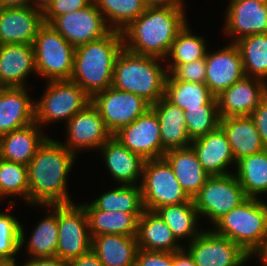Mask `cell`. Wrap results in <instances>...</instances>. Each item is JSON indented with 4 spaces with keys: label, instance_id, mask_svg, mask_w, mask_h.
I'll return each instance as SVG.
<instances>
[{
    "label": "cell",
    "instance_id": "cell-1",
    "mask_svg": "<svg viewBox=\"0 0 267 266\" xmlns=\"http://www.w3.org/2000/svg\"><path fill=\"white\" fill-rule=\"evenodd\" d=\"M77 158L61 141L48 137L27 165L29 205L75 203L67 191V178Z\"/></svg>",
    "mask_w": 267,
    "mask_h": 266
},
{
    "label": "cell",
    "instance_id": "cell-2",
    "mask_svg": "<svg viewBox=\"0 0 267 266\" xmlns=\"http://www.w3.org/2000/svg\"><path fill=\"white\" fill-rule=\"evenodd\" d=\"M185 6L146 7L123 31V46L131 53L166 59L172 42L188 22Z\"/></svg>",
    "mask_w": 267,
    "mask_h": 266
},
{
    "label": "cell",
    "instance_id": "cell-3",
    "mask_svg": "<svg viewBox=\"0 0 267 266\" xmlns=\"http://www.w3.org/2000/svg\"><path fill=\"white\" fill-rule=\"evenodd\" d=\"M122 32L111 30L106 36L75 48L72 82L91 98L113 82L114 63L123 49Z\"/></svg>",
    "mask_w": 267,
    "mask_h": 266
},
{
    "label": "cell",
    "instance_id": "cell-4",
    "mask_svg": "<svg viewBox=\"0 0 267 266\" xmlns=\"http://www.w3.org/2000/svg\"><path fill=\"white\" fill-rule=\"evenodd\" d=\"M156 57L131 53L124 47L115 59L112 86L142 97L150 105L165 94L168 76L165 60L163 65Z\"/></svg>",
    "mask_w": 267,
    "mask_h": 266
},
{
    "label": "cell",
    "instance_id": "cell-5",
    "mask_svg": "<svg viewBox=\"0 0 267 266\" xmlns=\"http://www.w3.org/2000/svg\"><path fill=\"white\" fill-rule=\"evenodd\" d=\"M210 228L253 257L267 239V200L247 197Z\"/></svg>",
    "mask_w": 267,
    "mask_h": 266
},
{
    "label": "cell",
    "instance_id": "cell-6",
    "mask_svg": "<svg viewBox=\"0 0 267 266\" xmlns=\"http://www.w3.org/2000/svg\"><path fill=\"white\" fill-rule=\"evenodd\" d=\"M43 93L35 100V122L41 128L60 120L66 124L91 102V97L71 80L46 81Z\"/></svg>",
    "mask_w": 267,
    "mask_h": 266
},
{
    "label": "cell",
    "instance_id": "cell-7",
    "mask_svg": "<svg viewBox=\"0 0 267 266\" xmlns=\"http://www.w3.org/2000/svg\"><path fill=\"white\" fill-rule=\"evenodd\" d=\"M35 69L47 81L70 80L75 47L51 25L43 24L33 43Z\"/></svg>",
    "mask_w": 267,
    "mask_h": 266
},
{
    "label": "cell",
    "instance_id": "cell-8",
    "mask_svg": "<svg viewBox=\"0 0 267 266\" xmlns=\"http://www.w3.org/2000/svg\"><path fill=\"white\" fill-rule=\"evenodd\" d=\"M140 186L144 208L147 210L155 211L162 206L193 201L164 158L145 161Z\"/></svg>",
    "mask_w": 267,
    "mask_h": 266
},
{
    "label": "cell",
    "instance_id": "cell-9",
    "mask_svg": "<svg viewBox=\"0 0 267 266\" xmlns=\"http://www.w3.org/2000/svg\"><path fill=\"white\" fill-rule=\"evenodd\" d=\"M247 197L234 172L227 175L210 176L198 193L193 197V203L200 219H208L211 225Z\"/></svg>",
    "mask_w": 267,
    "mask_h": 266
},
{
    "label": "cell",
    "instance_id": "cell-10",
    "mask_svg": "<svg viewBox=\"0 0 267 266\" xmlns=\"http://www.w3.org/2000/svg\"><path fill=\"white\" fill-rule=\"evenodd\" d=\"M87 213L79 203L58 205L57 257L69 261L91 250Z\"/></svg>",
    "mask_w": 267,
    "mask_h": 266
},
{
    "label": "cell",
    "instance_id": "cell-11",
    "mask_svg": "<svg viewBox=\"0 0 267 266\" xmlns=\"http://www.w3.org/2000/svg\"><path fill=\"white\" fill-rule=\"evenodd\" d=\"M91 102L99 110L112 135L151 108V105L142 97L113 86L96 93L91 98Z\"/></svg>",
    "mask_w": 267,
    "mask_h": 266
},
{
    "label": "cell",
    "instance_id": "cell-12",
    "mask_svg": "<svg viewBox=\"0 0 267 266\" xmlns=\"http://www.w3.org/2000/svg\"><path fill=\"white\" fill-rule=\"evenodd\" d=\"M184 248L196 266H244L252 260L235 242L206 228Z\"/></svg>",
    "mask_w": 267,
    "mask_h": 266
},
{
    "label": "cell",
    "instance_id": "cell-13",
    "mask_svg": "<svg viewBox=\"0 0 267 266\" xmlns=\"http://www.w3.org/2000/svg\"><path fill=\"white\" fill-rule=\"evenodd\" d=\"M65 125L67 142H61V144L76 156L78 152L81 153L85 149L98 150L113 136L92 102L77 112Z\"/></svg>",
    "mask_w": 267,
    "mask_h": 266
},
{
    "label": "cell",
    "instance_id": "cell-14",
    "mask_svg": "<svg viewBox=\"0 0 267 266\" xmlns=\"http://www.w3.org/2000/svg\"><path fill=\"white\" fill-rule=\"evenodd\" d=\"M50 25L75 48L103 38L111 31L94 2L77 11L58 16Z\"/></svg>",
    "mask_w": 267,
    "mask_h": 266
},
{
    "label": "cell",
    "instance_id": "cell-15",
    "mask_svg": "<svg viewBox=\"0 0 267 266\" xmlns=\"http://www.w3.org/2000/svg\"><path fill=\"white\" fill-rule=\"evenodd\" d=\"M113 137L145 160L163 158L166 152L162 148L158 116L152 108L119 129Z\"/></svg>",
    "mask_w": 267,
    "mask_h": 266
},
{
    "label": "cell",
    "instance_id": "cell-16",
    "mask_svg": "<svg viewBox=\"0 0 267 266\" xmlns=\"http://www.w3.org/2000/svg\"><path fill=\"white\" fill-rule=\"evenodd\" d=\"M223 33L235 43L239 39L267 34V0H229L225 10Z\"/></svg>",
    "mask_w": 267,
    "mask_h": 266
},
{
    "label": "cell",
    "instance_id": "cell-17",
    "mask_svg": "<svg viewBox=\"0 0 267 266\" xmlns=\"http://www.w3.org/2000/svg\"><path fill=\"white\" fill-rule=\"evenodd\" d=\"M43 22V8L39 5L26 7H0V45H33Z\"/></svg>",
    "mask_w": 267,
    "mask_h": 266
},
{
    "label": "cell",
    "instance_id": "cell-18",
    "mask_svg": "<svg viewBox=\"0 0 267 266\" xmlns=\"http://www.w3.org/2000/svg\"><path fill=\"white\" fill-rule=\"evenodd\" d=\"M205 62V84L215 96L245 76L240 50L235 43L212 53L207 51Z\"/></svg>",
    "mask_w": 267,
    "mask_h": 266
},
{
    "label": "cell",
    "instance_id": "cell-19",
    "mask_svg": "<svg viewBox=\"0 0 267 266\" xmlns=\"http://www.w3.org/2000/svg\"><path fill=\"white\" fill-rule=\"evenodd\" d=\"M266 95L267 83L264 80L244 76L216 96L219 116H250Z\"/></svg>",
    "mask_w": 267,
    "mask_h": 266
},
{
    "label": "cell",
    "instance_id": "cell-20",
    "mask_svg": "<svg viewBox=\"0 0 267 266\" xmlns=\"http://www.w3.org/2000/svg\"><path fill=\"white\" fill-rule=\"evenodd\" d=\"M97 151H100L108 173L117 184L140 185L142 181L145 159L131 152L113 136Z\"/></svg>",
    "mask_w": 267,
    "mask_h": 266
},
{
    "label": "cell",
    "instance_id": "cell-21",
    "mask_svg": "<svg viewBox=\"0 0 267 266\" xmlns=\"http://www.w3.org/2000/svg\"><path fill=\"white\" fill-rule=\"evenodd\" d=\"M191 146L195 150L201 166L209 175L233 173L229 167L236 166V161L227 137L220 126L204 136L193 139Z\"/></svg>",
    "mask_w": 267,
    "mask_h": 266
},
{
    "label": "cell",
    "instance_id": "cell-22",
    "mask_svg": "<svg viewBox=\"0 0 267 266\" xmlns=\"http://www.w3.org/2000/svg\"><path fill=\"white\" fill-rule=\"evenodd\" d=\"M27 87H0V136L35 122V101Z\"/></svg>",
    "mask_w": 267,
    "mask_h": 266
},
{
    "label": "cell",
    "instance_id": "cell-23",
    "mask_svg": "<svg viewBox=\"0 0 267 266\" xmlns=\"http://www.w3.org/2000/svg\"><path fill=\"white\" fill-rule=\"evenodd\" d=\"M35 73L34 47L30 44L0 45V87H27Z\"/></svg>",
    "mask_w": 267,
    "mask_h": 266
},
{
    "label": "cell",
    "instance_id": "cell-24",
    "mask_svg": "<svg viewBox=\"0 0 267 266\" xmlns=\"http://www.w3.org/2000/svg\"><path fill=\"white\" fill-rule=\"evenodd\" d=\"M47 210L41 221L31 232L29 240L26 241V230L20 225V251L26 245V254L29 257H56L58 243V205H36ZM52 210V211H51Z\"/></svg>",
    "mask_w": 267,
    "mask_h": 266
},
{
    "label": "cell",
    "instance_id": "cell-25",
    "mask_svg": "<svg viewBox=\"0 0 267 266\" xmlns=\"http://www.w3.org/2000/svg\"><path fill=\"white\" fill-rule=\"evenodd\" d=\"M48 137L36 122L1 135L0 158L28 165Z\"/></svg>",
    "mask_w": 267,
    "mask_h": 266
},
{
    "label": "cell",
    "instance_id": "cell-26",
    "mask_svg": "<svg viewBox=\"0 0 267 266\" xmlns=\"http://www.w3.org/2000/svg\"><path fill=\"white\" fill-rule=\"evenodd\" d=\"M163 158L170 164L178 182L191 199L211 176L201 166L191 145L168 150Z\"/></svg>",
    "mask_w": 267,
    "mask_h": 266
},
{
    "label": "cell",
    "instance_id": "cell-27",
    "mask_svg": "<svg viewBox=\"0 0 267 266\" xmlns=\"http://www.w3.org/2000/svg\"><path fill=\"white\" fill-rule=\"evenodd\" d=\"M219 126L227 137L236 162L266 149L250 116L220 118Z\"/></svg>",
    "mask_w": 267,
    "mask_h": 266
},
{
    "label": "cell",
    "instance_id": "cell-28",
    "mask_svg": "<svg viewBox=\"0 0 267 266\" xmlns=\"http://www.w3.org/2000/svg\"><path fill=\"white\" fill-rule=\"evenodd\" d=\"M138 248L147 251L176 252L184 248L156 211L145 209L138 219Z\"/></svg>",
    "mask_w": 267,
    "mask_h": 266
},
{
    "label": "cell",
    "instance_id": "cell-29",
    "mask_svg": "<svg viewBox=\"0 0 267 266\" xmlns=\"http://www.w3.org/2000/svg\"><path fill=\"white\" fill-rule=\"evenodd\" d=\"M158 116L162 148L165 151L191 145L186 130L184 111L173 105L165 97L151 105Z\"/></svg>",
    "mask_w": 267,
    "mask_h": 266
},
{
    "label": "cell",
    "instance_id": "cell-30",
    "mask_svg": "<svg viewBox=\"0 0 267 266\" xmlns=\"http://www.w3.org/2000/svg\"><path fill=\"white\" fill-rule=\"evenodd\" d=\"M89 223L91 238L103 234L137 236L138 219L143 213L98 210L92 203H81Z\"/></svg>",
    "mask_w": 267,
    "mask_h": 266
},
{
    "label": "cell",
    "instance_id": "cell-31",
    "mask_svg": "<svg viewBox=\"0 0 267 266\" xmlns=\"http://www.w3.org/2000/svg\"><path fill=\"white\" fill-rule=\"evenodd\" d=\"M138 249L136 236L103 234L92 237L91 250L103 266H134Z\"/></svg>",
    "mask_w": 267,
    "mask_h": 266
},
{
    "label": "cell",
    "instance_id": "cell-32",
    "mask_svg": "<svg viewBox=\"0 0 267 266\" xmlns=\"http://www.w3.org/2000/svg\"><path fill=\"white\" fill-rule=\"evenodd\" d=\"M167 226L171 229L175 238L181 242L184 239L190 243L202 231L200 217L193 201L180 204L166 205L155 210ZM200 229V230H199Z\"/></svg>",
    "mask_w": 267,
    "mask_h": 266
},
{
    "label": "cell",
    "instance_id": "cell-33",
    "mask_svg": "<svg viewBox=\"0 0 267 266\" xmlns=\"http://www.w3.org/2000/svg\"><path fill=\"white\" fill-rule=\"evenodd\" d=\"M233 168L246 197L267 194V149L238 160Z\"/></svg>",
    "mask_w": 267,
    "mask_h": 266
},
{
    "label": "cell",
    "instance_id": "cell-34",
    "mask_svg": "<svg viewBox=\"0 0 267 266\" xmlns=\"http://www.w3.org/2000/svg\"><path fill=\"white\" fill-rule=\"evenodd\" d=\"M164 97L181 110L201 108V105H218L216 96L205 83L172 81L168 76Z\"/></svg>",
    "mask_w": 267,
    "mask_h": 266
},
{
    "label": "cell",
    "instance_id": "cell-35",
    "mask_svg": "<svg viewBox=\"0 0 267 266\" xmlns=\"http://www.w3.org/2000/svg\"><path fill=\"white\" fill-rule=\"evenodd\" d=\"M91 203L103 211H121L125 213H143V204L140 185L117 184L92 200Z\"/></svg>",
    "mask_w": 267,
    "mask_h": 266
},
{
    "label": "cell",
    "instance_id": "cell-36",
    "mask_svg": "<svg viewBox=\"0 0 267 266\" xmlns=\"http://www.w3.org/2000/svg\"><path fill=\"white\" fill-rule=\"evenodd\" d=\"M242 57L244 74L267 83V34H254L235 42Z\"/></svg>",
    "mask_w": 267,
    "mask_h": 266
},
{
    "label": "cell",
    "instance_id": "cell-37",
    "mask_svg": "<svg viewBox=\"0 0 267 266\" xmlns=\"http://www.w3.org/2000/svg\"><path fill=\"white\" fill-rule=\"evenodd\" d=\"M190 28L187 22L179 31L165 59L166 64H186L206 57L209 49L207 40L193 33Z\"/></svg>",
    "mask_w": 267,
    "mask_h": 266
},
{
    "label": "cell",
    "instance_id": "cell-38",
    "mask_svg": "<svg viewBox=\"0 0 267 266\" xmlns=\"http://www.w3.org/2000/svg\"><path fill=\"white\" fill-rule=\"evenodd\" d=\"M111 30L122 32L146 9L143 0H94Z\"/></svg>",
    "mask_w": 267,
    "mask_h": 266
},
{
    "label": "cell",
    "instance_id": "cell-39",
    "mask_svg": "<svg viewBox=\"0 0 267 266\" xmlns=\"http://www.w3.org/2000/svg\"><path fill=\"white\" fill-rule=\"evenodd\" d=\"M18 195L29 204L28 167L0 158V201Z\"/></svg>",
    "mask_w": 267,
    "mask_h": 266
},
{
    "label": "cell",
    "instance_id": "cell-40",
    "mask_svg": "<svg viewBox=\"0 0 267 266\" xmlns=\"http://www.w3.org/2000/svg\"><path fill=\"white\" fill-rule=\"evenodd\" d=\"M16 200L9 199L8 213L0 212V263H18L15 256L20 253L21 222L10 213Z\"/></svg>",
    "mask_w": 267,
    "mask_h": 266
},
{
    "label": "cell",
    "instance_id": "cell-41",
    "mask_svg": "<svg viewBox=\"0 0 267 266\" xmlns=\"http://www.w3.org/2000/svg\"><path fill=\"white\" fill-rule=\"evenodd\" d=\"M186 130L191 140L215 130L220 123L218 105H201V108L184 110Z\"/></svg>",
    "mask_w": 267,
    "mask_h": 266
},
{
    "label": "cell",
    "instance_id": "cell-42",
    "mask_svg": "<svg viewBox=\"0 0 267 266\" xmlns=\"http://www.w3.org/2000/svg\"><path fill=\"white\" fill-rule=\"evenodd\" d=\"M168 77L172 81L205 83V58L186 64H167Z\"/></svg>",
    "mask_w": 267,
    "mask_h": 266
},
{
    "label": "cell",
    "instance_id": "cell-43",
    "mask_svg": "<svg viewBox=\"0 0 267 266\" xmlns=\"http://www.w3.org/2000/svg\"><path fill=\"white\" fill-rule=\"evenodd\" d=\"M94 0H48L43 6V22L51 24L58 16L91 5Z\"/></svg>",
    "mask_w": 267,
    "mask_h": 266
},
{
    "label": "cell",
    "instance_id": "cell-44",
    "mask_svg": "<svg viewBox=\"0 0 267 266\" xmlns=\"http://www.w3.org/2000/svg\"><path fill=\"white\" fill-rule=\"evenodd\" d=\"M134 266H173V252L138 249Z\"/></svg>",
    "mask_w": 267,
    "mask_h": 266
},
{
    "label": "cell",
    "instance_id": "cell-45",
    "mask_svg": "<svg viewBox=\"0 0 267 266\" xmlns=\"http://www.w3.org/2000/svg\"><path fill=\"white\" fill-rule=\"evenodd\" d=\"M250 117L257 127L264 147L267 149V95L255 110L251 112Z\"/></svg>",
    "mask_w": 267,
    "mask_h": 266
},
{
    "label": "cell",
    "instance_id": "cell-46",
    "mask_svg": "<svg viewBox=\"0 0 267 266\" xmlns=\"http://www.w3.org/2000/svg\"><path fill=\"white\" fill-rule=\"evenodd\" d=\"M21 266H67V261L56 257H28Z\"/></svg>",
    "mask_w": 267,
    "mask_h": 266
},
{
    "label": "cell",
    "instance_id": "cell-47",
    "mask_svg": "<svg viewBox=\"0 0 267 266\" xmlns=\"http://www.w3.org/2000/svg\"><path fill=\"white\" fill-rule=\"evenodd\" d=\"M67 266H103L97 255L90 250L78 258L67 261Z\"/></svg>",
    "mask_w": 267,
    "mask_h": 266
},
{
    "label": "cell",
    "instance_id": "cell-48",
    "mask_svg": "<svg viewBox=\"0 0 267 266\" xmlns=\"http://www.w3.org/2000/svg\"><path fill=\"white\" fill-rule=\"evenodd\" d=\"M173 266H196L189 252L182 248L179 251L173 252Z\"/></svg>",
    "mask_w": 267,
    "mask_h": 266
},
{
    "label": "cell",
    "instance_id": "cell-49",
    "mask_svg": "<svg viewBox=\"0 0 267 266\" xmlns=\"http://www.w3.org/2000/svg\"><path fill=\"white\" fill-rule=\"evenodd\" d=\"M146 7L185 6V0H143Z\"/></svg>",
    "mask_w": 267,
    "mask_h": 266
},
{
    "label": "cell",
    "instance_id": "cell-50",
    "mask_svg": "<svg viewBox=\"0 0 267 266\" xmlns=\"http://www.w3.org/2000/svg\"><path fill=\"white\" fill-rule=\"evenodd\" d=\"M35 5L33 0H0V7L13 8V7H26Z\"/></svg>",
    "mask_w": 267,
    "mask_h": 266
},
{
    "label": "cell",
    "instance_id": "cell-51",
    "mask_svg": "<svg viewBox=\"0 0 267 266\" xmlns=\"http://www.w3.org/2000/svg\"><path fill=\"white\" fill-rule=\"evenodd\" d=\"M260 259V266H267V239L265 240L261 249L252 257V259Z\"/></svg>",
    "mask_w": 267,
    "mask_h": 266
},
{
    "label": "cell",
    "instance_id": "cell-52",
    "mask_svg": "<svg viewBox=\"0 0 267 266\" xmlns=\"http://www.w3.org/2000/svg\"><path fill=\"white\" fill-rule=\"evenodd\" d=\"M48 0H33L35 5L43 6Z\"/></svg>",
    "mask_w": 267,
    "mask_h": 266
},
{
    "label": "cell",
    "instance_id": "cell-53",
    "mask_svg": "<svg viewBox=\"0 0 267 266\" xmlns=\"http://www.w3.org/2000/svg\"><path fill=\"white\" fill-rule=\"evenodd\" d=\"M0 266H21V265H19L18 262V263H0Z\"/></svg>",
    "mask_w": 267,
    "mask_h": 266
}]
</instances>
